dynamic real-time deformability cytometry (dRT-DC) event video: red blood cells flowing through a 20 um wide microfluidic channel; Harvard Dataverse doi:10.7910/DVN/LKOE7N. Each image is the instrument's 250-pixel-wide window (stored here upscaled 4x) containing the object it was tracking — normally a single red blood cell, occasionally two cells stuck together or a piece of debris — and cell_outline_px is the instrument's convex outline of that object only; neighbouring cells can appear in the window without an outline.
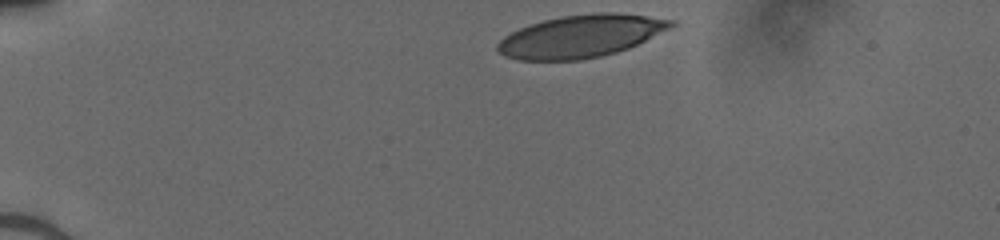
{"species": "human", "species_latin": "Homo sapiens", "temperature_condition": "cold", "stored_images_in_passage": 33, "camera_frame_rate_fps": 3000, "um_per_image_px": 0.085, "donor": {"sex": "male"}, "frame": {"image": 1, "passage_image": 1, "time_ms": 0.0, "image_size_px": [1000, 240], "cell_outline_px": [[676, 24], [628, 48], [616, 52], [600, 56], [580, 60], [520, 60], [504, 56], [496, 48], [496, 44], [504, 36], [528, 24], [560, 16], [596, 12], [612, 12], [676, 20]], "centroid_in_image_um": [49.31, 3.07], "position_along_channel_um": 35.7, "area_um2": 42.6}}
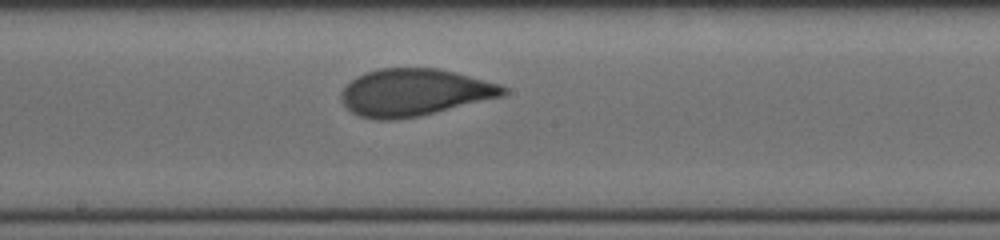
{"frame": {"image": 2, "passage_image": 19, "time_ms": 6.0, "image_size_px": [1000, 240], "cell_outline_px": [[508, 92], [504, 96], [420, 116], [396, 120], [376, 120], [360, 116], [352, 112], [340, 100], [340, 92], [356, 76], [364, 72], [380, 68], [436, 68], [500, 84], [508, 88]], "centroid_in_image_um": [35.2, 7.86], "position_along_channel_um": 213.0, "area_um2": 44.56}}
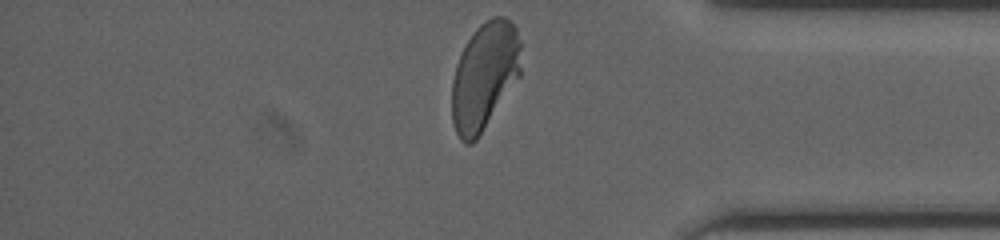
{"frame": {"image": 3, "passage_image": 33, "time_ms": 10.667, "image_size_px": [1000, 240], "cell_outline_px": [[520, 76], [476, 140], [472, 144], [464, 144], [460, 140], [456, 132], [452, 120], [452, 80], [456, 64], [468, 40], [476, 28], [484, 20], [492, 16], [504, 16], [516, 28], [520, 40]], "centroid_in_image_um": [41.17, 6.46], "position_along_channel_um": 394.0, "area_um2": 43.18}}